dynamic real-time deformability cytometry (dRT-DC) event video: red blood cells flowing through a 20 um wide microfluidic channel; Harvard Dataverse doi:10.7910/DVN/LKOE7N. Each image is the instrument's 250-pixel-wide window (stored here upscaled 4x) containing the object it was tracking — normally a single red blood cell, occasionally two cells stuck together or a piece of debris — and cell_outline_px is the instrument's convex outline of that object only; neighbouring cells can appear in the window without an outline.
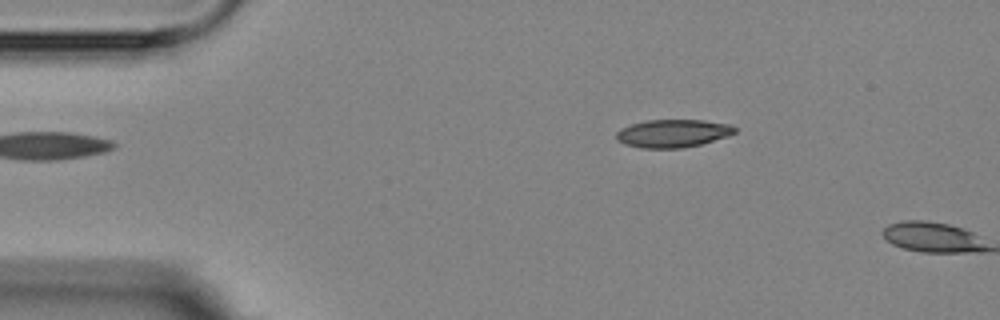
{"species": "Egyptian fruit bat (a non-hibernating species)", "species_latin": "Rousettus aegyptiacus", "temperature_condition": "room temperature", "stored_images_in_passage": 2, "camera_frame_rate_fps": 3000, "um_per_image_px": 0.085, "animal": {"sex": "female"}, "frame": {"image": 1, "passage_image": 2, "time_ms": 1.0, "image_size_px": [1000, 320], "cell_outline_px": [[736, 132], [728, 136], [700, 144], [684, 148], [640, 148], [624, 144], [616, 140], [616, 132], [620, 128], [632, 124], [648, 120], [704, 120], [732, 124], [736, 128]], "centroid_in_image_um": [57.19, 11.33], "position_along_channel_um": 27.8, "area_um2": 19.42}}